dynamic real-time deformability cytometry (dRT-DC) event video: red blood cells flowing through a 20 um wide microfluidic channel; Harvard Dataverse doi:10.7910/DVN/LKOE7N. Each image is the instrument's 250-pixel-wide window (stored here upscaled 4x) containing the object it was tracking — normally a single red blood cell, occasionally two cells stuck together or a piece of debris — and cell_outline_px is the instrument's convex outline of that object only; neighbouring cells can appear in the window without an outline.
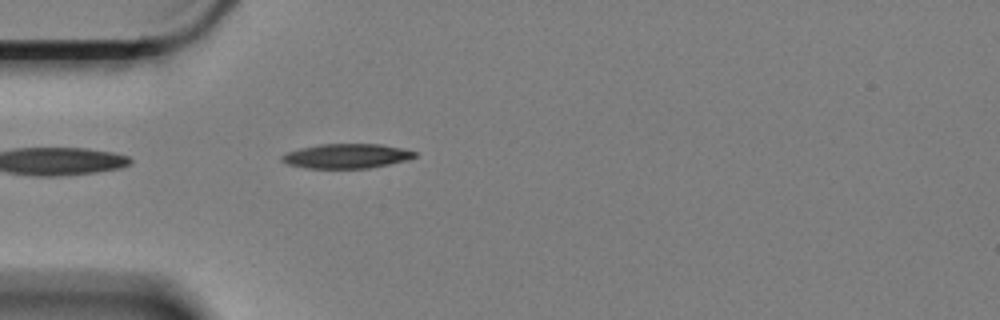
{"species": "Egyptian fruit bat (a non-hibernating species)", "species_latin": "Rousettus aegyptiacus", "temperature_condition": "cold", "stored_images_in_passage": 39, "camera_frame_rate_fps": 3000, "um_per_image_px": 0.085, "animal": {"sex": "female"}, "frame": {"image": 1, "passage_image": 1, "time_ms": 0.0, "image_size_px": [1000, 320], "cell_outline_px": [[416, 156], [408, 160], [368, 168], [308, 168], [288, 164], [280, 160], [280, 156], [288, 152], [300, 148], [320, 144], [380, 144], [404, 148], [416, 152]], "centroid_in_image_um": [29.47, 13.26], "position_along_channel_um": 55.5, "area_um2": 18.96}}
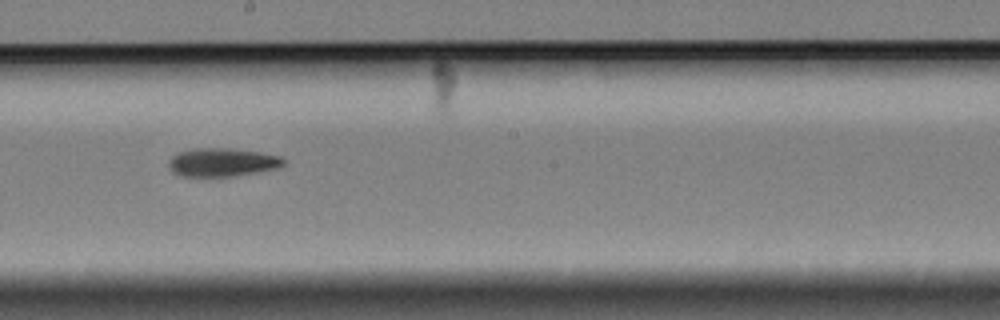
{"frame": {"image": 2, "passage_image": 17, "time_ms": 5.333, "image_size_px": [1000, 320], "cell_outline_px": [[284, 164], [276, 168], [256, 172], [232, 176], [184, 176], [172, 172], [168, 164], [168, 160], [176, 152], [192, 148], [232, 148], [260, 152], [280, 156], [284, 160]], "centroid_in_image_um": [18.84, 13.77], "position_along_channel_um": 229.4, "area_um2": 19.02}}
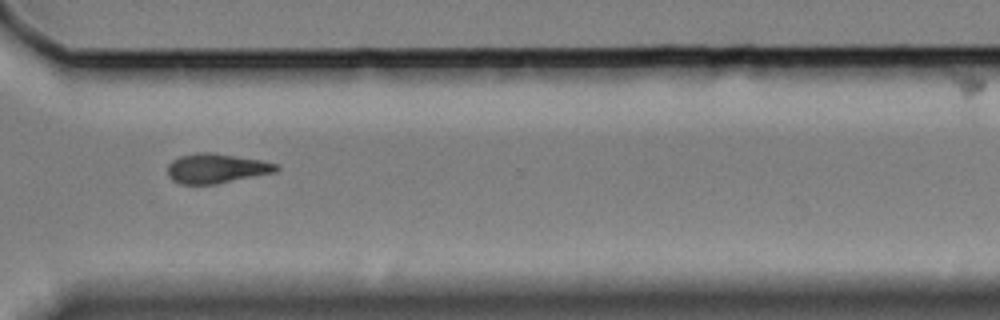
{"frame": {"image": 3, "passage_image": 28, "time_ms": 9.0, "image_size_px": [1000, 320], "cell_outline_px": [[280, 168], [276, 172], [216, 184], [180, 184], [172, 180], [168, 176], [168, 164], [172, 160], [180, 156], [200, 152], [212, 152], [260, 160], [276, 164]], "centroid_in_image_um": [18.37, 14.32], "position_along_channel_um": 352.2, "area_um2": 18.73}, "authors_computed_cell_mechanics": {"area_um2": 19.0162, "velocity_mm_per_s": 3.3548, "shape_relaxation_time_tau1_ms": 5.3131, "shape_relaxation_time_tau2_ms": 7.9806, "deformation_change_tau1": 0.1342, "deformation_change_tau2": 0.1599}}